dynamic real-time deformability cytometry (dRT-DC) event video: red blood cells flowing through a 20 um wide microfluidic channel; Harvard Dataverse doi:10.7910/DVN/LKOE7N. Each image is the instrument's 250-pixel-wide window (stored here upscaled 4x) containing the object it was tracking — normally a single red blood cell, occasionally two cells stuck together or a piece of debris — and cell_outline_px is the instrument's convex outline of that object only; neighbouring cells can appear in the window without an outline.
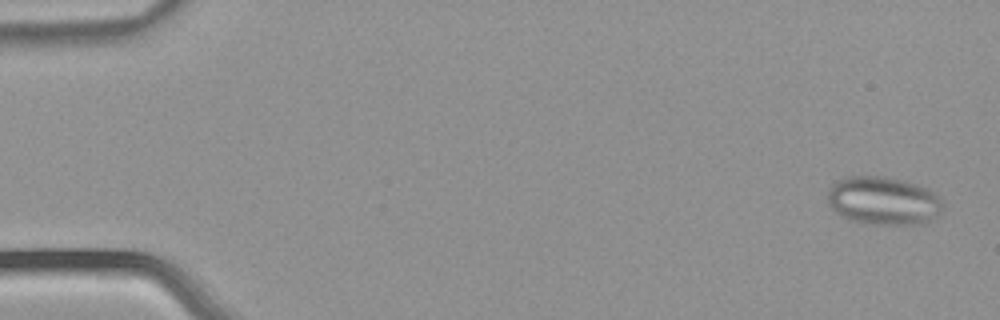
{"species": "common noctule bat (a hibernating species)", "species_latin": "Nyctalus noctula", "temperature_condition": "warm", "stored_images_in_passage": 5, "camera_frame_rate_fps": 3000, "um_per_image_px": 0.085, "animal": {"sex": "male", "body_mass_g": 21.5, "forearm_length_mm": 52.0}, "frame": {"image": 1, "passage_image": 1, "time_ms": 0.0, "image_size_px": [1000, 320], "cell_outline_px": [[944, 204], [936, 216], [920, 224], [876, 224], [852, 220], [836, 212], [828, 204], [828, 188], [836, 180], [844, 176], [888, 176], [904, 180], [928, 188], [944, 200]], "centroid_in_image_um": [75.08, 17.03], "position_along_channel_um": 9.9, "area_um2": 32.48}}